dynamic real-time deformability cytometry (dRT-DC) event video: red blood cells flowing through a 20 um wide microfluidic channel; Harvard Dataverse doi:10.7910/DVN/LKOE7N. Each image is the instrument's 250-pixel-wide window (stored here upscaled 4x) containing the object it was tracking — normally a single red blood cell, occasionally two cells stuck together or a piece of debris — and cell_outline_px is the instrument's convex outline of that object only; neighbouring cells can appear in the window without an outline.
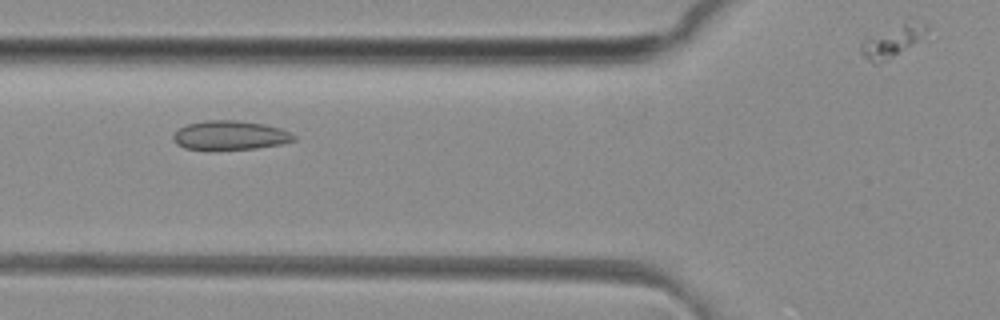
{"species": "common noctule bat (a hibernating species)", "species_latin": "Nyctalus noctula", "temperature_condition": "room temperature", "stored_images_in_passage": 31, "segment_of_instrument_passage": [1, 2], "camera_frame_rate_fps": 3000, "um_per_image_px": 0.085, "animal": {"sex": "female", "body_mass_g": 29.2, "forearm_length_mm": 56.3}, "frame": {"image": 1, "passage_image": 5, "time_ms": 1.333, "image_size_px": [1000, 320], "cell_outline_px": [[296, 140], [280, 144], [256, 148], [184, 148], [176, 144], [172, 140], [172, 136], [180, 128], [188, 124], [204, 120], [236, 120], [264, 124], [280, 128], [296, 136]], "centroid_in_image_um": [19.56, 11.48], "position_along_channel_um": 106.2, "area_um2": 20.0}}
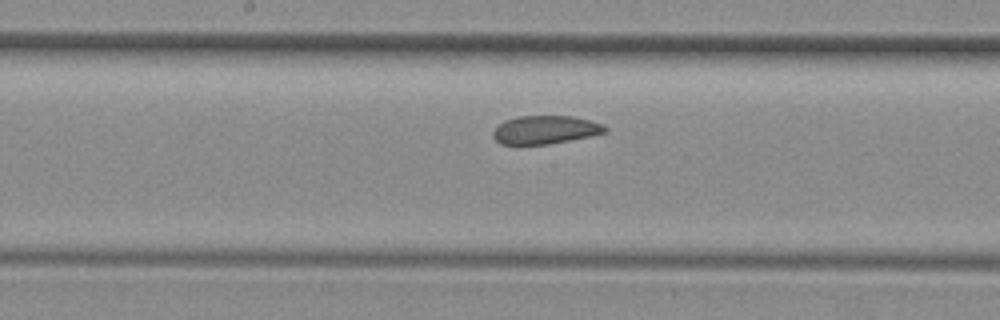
{"frame": {"image": 2, "passage_image": 12, "time_ms": 3.667, "image_size_px": [1000, 320], "cell_outline_px": [[608, 132], [548, 144], [500, 144], [492, 136], [492, 132], [504, 120], [516, 116], [572, 116], [592, 120], [604, 124], [608, 128]], "centroid_in_image_um": [46.36, 11.02], "position_along_channel_um": 201.8, "area_um2": 18.5}}
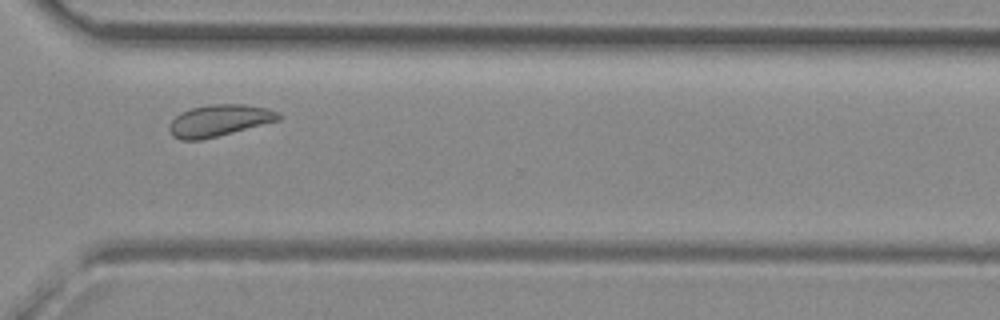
{"frame": {"image": 3, "passage_image": 23, "time_ms": 7.333, "image_size_px": [1000, 320], "cell_outline_px": [[284, 116], [280, 120], [200, 140], [180, 140], [172, 136], [168, 128], [172, 120], [180, 112], [192, 108], [208, 104], [244, 104], [268, 108], [280, 112]], "centroid_in_image_um": [18.65, 10.23], "position_along_channel_um": 351.9, "area_um2": 20.23}}